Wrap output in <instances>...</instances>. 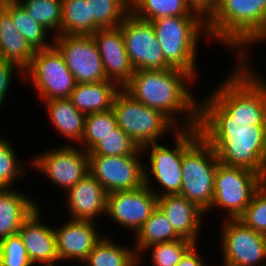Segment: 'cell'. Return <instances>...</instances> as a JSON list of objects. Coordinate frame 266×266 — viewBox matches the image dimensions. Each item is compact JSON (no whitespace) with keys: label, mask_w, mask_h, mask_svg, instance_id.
<instances>
[{"label":"cell","mask_w":266,"mask_h":266,"mask_svg":"<svg viewBox=\"0 0 266 266\" xmlns=\"http://www.w3.org/2000/svg\"><path fill=\"white\" fill-rule=\"evenodd\" d=\"M66 144L60 146L59 143V146L34 154L28 160L32 169L65 193L89 173L88 152L77 145Z\"/></svg>","instance_id":"8fae6325"},{"label":"cell","mask_w":266,"mask_h":266,"mask_svg":"<svg viewBox=\"0 0 266 266\" xmlns=\"http://www.w3.org/2000/svg\"><path fill=\"white\" fill-rule=\"evenodd\" d=\"M158 197L144 184L107 194L106 218L134 235L157 208Z\"/></svg>","instance_id":"2e32d148"},{"label":"cell","mask_w":266,"mask_h":266,"mask_svg":"<svg viewBox=\"0 0 266 266\" xmlns=\"http://www.w3.org/2000/svg\"><path fill=\"white\" fill-rule=\"evenodd\" d=\"M110 237L103 235L80 266H138L133 245H122Z\"/></svg>","instance_id":"484cf974"},{"label":"cell","mask_w":266,"mask_h":266,"mask_svg":"<svg viewBox=\"0 0 266 266\" xmlns=\"http://www.w3.org/2000/svg\"><path fill=\"white\" fill-rule=\"evenodd\" d=\"M88 156L89 172L102 184L107 194L133 190L145 184L144 155Z\"/></svg>","instance_id":"9a60e30c"},{"label":"cell","mask_w":266,"mask_h":266,"mask_svg":"<svg viewBox=\"0 0 266 266\" xmlns=\"http://www.w3.org/2000/svg\"><path fill=\"white\" fill-rule=\"evenodd\" d=\"M261 186V175L243 167L217 165L214 183L213 210L225 211L226 219H238L250 204L257 189ZM222 208V209H221Z\"/></svg>","instance_id":"9c48e42d"},{"label":"cell","mask_w":266,"mask_h":266,"mask_svg":"<svg viewBox=\"0 0 266 266\" xmlns=\"http://www.w3.org/2000/svg\"><path fill=\"white\" fill-rule=\"evenodd\" d=\"M194 244L191 240L182 238L149 245L138 255V266H144V264L147 266L143 260L146 259V256L148 257L146 255L148 251L151 254H149L151 257L149 260H151L152 266H176Z\"/></svg>","instance_id":"4dcf8cb0"},{"label":"cell","mask_w":266,"mask_h":266,"mask_svg":"<svg viewBox=\"0 0 266 266\" xmlns=\"http://www.w3.org/2000/svg\"><path fill=\"white\" fill-rule=\"evenodd\" d=\"M92 37L97 44L107 80L123 88L135 69L126 52L121 28H100Z\"/></svg>","instance_id":"ac0fdd59"},{"label":"cell","mask_w":266,"mask_h":266,"mask_svg":"<svg viewBox=\"0 0 266 266\" xmlns=\"http://www.w3.org/2000/svg\"><path fill=\"white\" fill-rule=\"evenodd\" d=\"M88 155L122 156L143 155L142 148L120 127H116L97 143Z\"/></svg>","instance_id":"e575fe53"},{"label":"cell","mask_w":266,"mask_h":266,"mask_svg":"<svg viewBox=\"0 0 266 266\" xmlns=\"http://www.w3.org/2000/svg\"><path fill=\"white\" fill-rule=\"evenodd\" d=\"M173 139V146L157 142L142 147L143 155L148 154L144 156V183L157 197L179 194L181 190L183 129L176 131Z\"/></svg>","instance_id":"ba28073f"},{"label":"cell","mask_w":266,"mask_h":266,"mask_svg":"<svg viewBox=\"0 0 266 266\" xmlns=\"http://www.w3.org/2000/svg\"><path fill=\"white\" fill-rule=\"evenodd\" d=\"M193 82L196 79L191 74L173 67L135 70L123 89L135 100L161 111L179 129H191L198 126L200 100L191 92Z\"/></svg>","instance_id":"7a4b0ae2"},{"label":"cell","mask_w":266,"mask_h":266,"mask_svg":"<svg viewBox=\"0 0 266 266\" xmlns=\"http://www.w3.org/2000/svg\"><path fill=\"white\" fill-rule=\"evenodd\" d=\"M238 220L254 231L266 235V187L261 185L257 189Z\"/></svg>","instance_id":"8d00e7d4"},{"label":"cell","mask_w":266,"mask_h":266,"mask_svg":"<svg viewBox=\"0 0 266 266\" xmlns=\"http://www.w3.org/2000/svg\"><path fill=\"white\" fill-rule=\"evenodd\" d=\"M197 9L203 11L205 14L215 5L217 0H190Z\"/></svg>","instance_id":"b9f144b4"},{"label":"cell","mask_w":266,"mask_h":266,"mask_svg":"<svg viewBox=\"0 0 266 266\" xmlns=\"http://www.w3.org/2000/svg\"><path fill=\"white\" fill-rule=\"evenodd\" d=\"M254 67V68H253ZM247 68L264 84L266 85V79H265V75H263L262 72H260V70L258 68H256V66H254V61H253V65L249 64L247 66ZM256 69V70H255ZM259 71V72H258Z\"/></svg>","instance_id":"7bdbcfd3"},{"label":"cell","mask_w":266,"mask_h":266,"mask_svg":"<svg viewBox=\"0 0 266 266\" xmlns=\"http://www.w3.org/2000/svg\"><path fill=\"white\" fill-rule=\"evenodd\" d=\"M225 79L199 100L198 123L266 125V85L236 64Z\"/></svg>","instance_id":"6da1fadb"},{"label":"cell","mask_w":266,"mask_h":266,"mask_svg":"<svg viewBox=\"0 0 266 266\" xmlns=\"http://www.w3.org/2000/svg\"><path fill=\"white\" fill-rule=\"evenodd\" d=\"M8 0H0V14L4 11Z\"/></svg>","instance_id":"bcb514c9"},{"label":"cell","mask_w":266,"mask_h":266,"mask_svg":"<svg viewBox=\"0 0 266 266\" xmlns=\"http://www.w3.org/2000/svg\"><path fill=\"white\" fill-rule=\"evenodd\" d=\"M198 248L199 243H195L176 266H208Z\"/></svg>","instance_id":"60d3db41"},{"label":"cell","mask_w":266,"mask_h":266,"mask_svg":"<svg viewBox=\"0 0 266 266\" xmlns=\"http://www.w3.org/2000/svg\"><path fill=\"white\" fill-rule=\"evenodd\" d=\"M24 81L32 83L41 102L69 98L76 85L73 74L54 45L35 51L30 64L24 69Z\"/></svg>","instance_id":"30bf717a"},{"label":"cell","mask_w":266,"mask_h":266,"mask_svg":"<svg viewBox=\"0 0 266 266\" xmlns=\"http://www.w3.org/2000/svg\"><path fill=\"white\" fill-rule=\"evenodd\" d=\"M130 11L137 5L140 0H122Z\"/></svg>","instance_id":"ee69618b"},{"label":"cell","mask_w":266,"mask_h":266,"mask_svg":"<svg viewBox=\"0 0 266 266\" xmlns=\"http://www.w3.org/2000/svg\"><path fill=\"white\" fill-rule=\"evenodd\" d=\"M150 22L165 61L197 79L199 40L209 39L206 16H167Z\"/></svg>","instance_id":"8992f818"},{"label":"cell","mask_w":266,"mask_h":266,"mask_svg":"<svg viewBox=\"0 0 266 266\" xmlns=\"http://www.w3.org/2000/svg\"><path fill=\"white\" fill-rule=\"evenodd\" d=\"M0 266H33L19 234L0 241Z\"/></svg>","instance_id":"74e56055"},{"label":"cell","mask_w":266,"mask_h":266,"mask_svg":"<svg viewBox=\"0 0 266 266\" xmlns=\"http://www.w3.org/2000/svg\"><path fill=\"white\" fill-rule=\"evenodd\" d=\"M53 45L62 54L76 84L106 81L99 50L92 35H57Z\"/></svg>","instance_id":"4fadbf2b"},{"label":"cell","mask_w":266,"mask_h":266,"mask_svg":"<svg viewBox=\"0 0 266 266\" xmlns=\"http://www.w3.org/2000/svg\"><path fill=\"white\" fill-rule=\"evenodd\" d=\"M157 207L167 217L174 230L182 237L199 243L205 212L181 195L158 197Z\"/></svg>","instance_id":"44dd1931"},{"label":"cell","mask_w":266,"mask_h":266,"mask_svg":"<svg viewBox=\"0 0 266 266\" xmlns=\"http://www.w3.org/2000/svg\"><path fill=\"white\" fill-rule=\"evenodd\" d=\"M16 73L20 74L18 77H20L23 82L24 70L19 65L10 61L0 60V110L3 109L2 106L6 103L5 100L10 94L9 90L13 85L12 81L15 79L13 76L16 77Z\"/></svg>","instance_id":"f35d334b"},{"label":"cell","mask_w":266,"mask_h":266,"mask_svg":"<svg viewBox=\"0 0 266 266\" xmlns=\"http://www.w3.org/2000/svg\"><path fill=\"white\" fill-rule=\"evenodd\" d=\"M265 18L266 0H217L206 14L209 40L235 55L259 31Z\"/></svg>","instance_id":"277c9868"},{"label":"cell","mask_w":266,"mask_h":266,"mask_svg":"<svg viewBox=\"0 0 266 266\" xmlns=\"http://www.w3.org/2000/svg\"><path fill=\"white\" fill-rule=\"evenodd\" d=\"M197 127L221 164L262 174L266 161V125L198 123Z\"/></svg>","instance_id":"3957f363"},{"label":"cell","mask_w":266,"mask_h":266,"mask_svg":"<svg viewBox=\"0 0 266 266\" xmlns=\"http://www.w3.org/2000/svg\"><path fill=\"white\" fill-rule=\"evenodd\" d=\"M50 124L65 140L67 145H79L85 126V114L77 110L69 98L43 101ZM75 142V143H74Z\"/></svg>","instance_id":"603a6c76"},{"label":"cell","mask_w":266,"mask_h":266,"mask_svg":"<svg viewBox=\"0 0 266 266\" xmlns=\"http://www.w3.org/2000/svg\"><path fill=\"white\" fill-rule=\"evenodd\" d=\"M218 163L214 149L200 135L198 127L183 129L182 185L178 195L205 213L212 204Z\"/></svg>","instance_id":"5b68a950"},{"label":"cell","mask_w":266,"mask_h":266,"mask_svg":"<svg viewBox=\"0 0 266 266\" xmlns=\"http://www.w3.org/2000/svg\"><path fill=\"white\" fill-rule=\"evenodd\" d=\"M35 199L18 190L17 186L0 189V241L18 234L21 225L41 207Z\"/></svg>","instance_id":"7402d4cb"},{"label":"cell","mask_w":266,"mask_h":266,"mask_svg":"<svg viewBox=\"0 0 266 266\" xmlns=\"http://www.w3.org/2000/svg\"><path fill=\"white\" fill-rule=\"evenodd\" d=\"M117 126L116 116L112 109L86 115L84 134L79 146L89 152Z\"/></svg>","instance_id":"836d02e7"},{"label":"cell","mask_w":266,"mask_h":266,"mask_svg":"<svg viewBox=\"0 0 266 266\" xmlns=\"http://www.w3.org/2000/svg\"><path fill=\"white\" fill-rule=\"evenodd\" d=\"M35 51L17 30L11 14L4 9L0 14V60L13 62L24 70L30 64Z\"/></svg>","instance_id":"d4e9b609"},{"label":"cell","mask_w":266,"mask_h":266,"mask_svg":"<svg viewBox=\"0 0 266 266\" xmlns=\"http://www.w3.org/2000/svg\"><path fill=\"white\" fill-rule=\"evenodd\" d=\"M42 209V207H38L32 213L21 225L18 234L33 266L60 264L54 226L44 223Z\"/></svg>","instance_id":"d6986e66"},{"label":"cell","mask_w":266,"mask_h":266,"mask_svg":"<svg viewBox=\"0 0 266 266\" xmlns=\"http://www.w3.org/2000/svg\"><path fill=\"white\" fill-rule=\"evenodd\" d=\"M130 12L145 21L167 16H206L190 0H140Z\"/></svg>","instance_id":"83f0119b"},{"label":"cell","mask_w":266,"mask_h":266,"mask_svg":"<svg viewBox=\"0 0 266 266\" xmlns=\"http://www.w3.org/2000/svg\"><path fill=\"white\" fill-rule=\"evenodd\" d=\"M132 236L137 255L149 245L182 239L158 207Z\"/></svg>","instance_id":"4316f807"},{"label":"cell","mask_w":266,"mask_h":266,"mask_svg":"<svg viewBox=\"0 0 266 266\" xmlns=\"http://www.w3.org/2000/svg\"><path fill=\"white\" fill-rule=\"evenodd\" d=\"M65 196L64 205L70 219L96 222L99 217L106 216L107 192L90 172L73 185Z\"/></svg>","instance_id":"ffe728a7"},{"label":"cell","mask_w":266,"mask_h":266,"mask_svg":"<svg viewBox=\"0 0 266 266\" xmlns=\"http://www.w3.org/2000/svg\"><path fill=\"white\" fill-rule=\"evenodd\" d=\"M96 223L67 218L62 225L54 226L60 262L76 261L77 263L79 261L81 265L104 235L102 231L99 232V226Z\"/></svg>","instance_id":"e0dca14e"},{"label":"cell","mask_w":266,"mask_h":266,"mask_svg":"<svg viewBox=\"0 0 266 266\" xmlns=\"http://www.w3.org/2000/svg\"><path fill=\"white\" fill-rule=\"evenodd\" d=\"M125 49L135 70H163L171 68L165 61L150 21L136 18L131 12L119 25Z\"/></svg>","instance_id":"5bb4252c"},{"label":"cell","mask_w":266,"mask_h":266,"mask_svg":"<svg viewBox=\"0 0 266 266\" xmlns=\"http://www.w3.org/2000/svg\"><path fill=\"white\" fill-rule=\"evenodd\" d=\"M30 17L48 30L53 37L60 35L62 0H17Z\"/></svg>","instance_id":"1f68e13d"},{"label":"cell","mask_w":266,"mask_h":266,"mask_svg":"<svg viewBox=\"0 0 266 266\" xmlns=\"http://www.w3.org/2000/svg\"><path fill=\"white\" fill-rule=\"evenodd\" d=\"M67 264V262L66 263H60V265H58V264H53V265H43V266H64V265H66Z\"/></svg>","instance_id":"7dc6e473"},{"label":"cell","mask_w":266,"mask_h":266,"mask_svg":"<svg viewBox=\"0 0 266 266\" xmlns=\"http://www.w3.org/2000/svg\"><path fill=\"white\" fill-rule=\"evenodd\" d=\"M100 28L86 0H62L60 35H92Z\"/></svg>","instance_id":"f1b7e54d"},{"label":"cell","mask_w":266,"mask_h":266,"mask_svg":"<svg viewBox=\"0 0 266 266\" xmlns=\"http://www.w3.org/2000/svg\"><path fill=\"white\" fill-rule=\"evenodd\" d=\"M5 9L11 14L17 30L35 50L46 49L53 45L52 34L34 21L17 0H8Z\"/></svg>","instance_id":"f546056e"},{"label":"cell","mask_w":266,"mask_h":266,"mask_svg":"<svg viewBox=\"0 0 266 266\" xmlns=\"http://www.w3.org/2000/svg\"><path fill=\"white\" fill-rule=\"evenodd\" d=\"M9 140L6 135H0V189L14 188L27 175L26 165L19 160V153Z\"/></svg>","instance_id":"d6a6232c"},{"label":"cell","mask_w":266,"mask_h":266,"mask_svg":"<svg viewBox=\"0 0 266 266\" xmlns=\"http://www.w3.org/2000/svg\"><path fill=\"white\" fill-rule=\"evenodd\" d=\"M90 16L101 28L118 27L130 13L122 0H86Z\"/></svg>","instance_id":"d590c367"},{"label":"cell","mask_w":266,"mask_h":266,"mask_svg":"<svg viewBox=\"0 0 266 266\" xmlns=\"http://www.w3.org/2000/svg\"><path fill=\"white\" fill-rule=\"evenodd\" d=\"M261 185L266 187V161H265V164H264L263 172L261 174Z\"/></svg>","instance_id":"f6af8a7d"},{"label":"cell","mask_w":266,"mask_h":266,"mask_svg":"<svg viewBox=\"0 0 266 266\" xmlns=\"http://www.w3.org/2000/svg\"><path fill=\"white\" fill-rule=\"evenodd\" d=\"M112 110L118 127L141 148L150 143L160 142V138H164L167 132L174 134L179 130L161 111L135 100L123 88L115 95Z\"/></svg>","instance_id":"52a82bcc"},{"label":"cell","mask_w":266,"mask_h":266,"mask_svg":"<svg viewBox=\"0 0 266 266\" xmlns=\"http://www.w3.org/2000/svg\"><path fill=\"white\" fill-rule=\"evenodd\" d=\"M262 42L266 43V18L259 31L237 53H235V55H233L236 56V60H234L235 63L244 67L252 64L253 60L250 58V52L252 53V51L249 50L252 49L254 45L256 46V44H262Z\"/></svg>","instance_id":"ab89813d"},{"label":"cell","mask_w":266,"mask_h":266,"mask_svg":"<svg viewBox=\"0 0 266 266\" xmlns=\"http://www.w3.org/2000/svg\"><path fill=\"white\" fill-rule=\"evenodd\" d=\"M121 88L113 81L76 84L69 99L85 115L112 109V103Z\"/></svg>","instance_id":"cb8c5ba5"},{"label":"cell","mask_w":266,"mask_h":266,"mask_svg":"<svg viewBox=\"0 0 266 266\" xmlns=\"http://www.w3.org/2000/svg\"><path fill=\"white\" fill-rule=\"evenodd\" d=\"M220 225L222 266H266V235L238 219H224Z\"/></svg>","instance_id":"7c38bea8"}]
</instances>
